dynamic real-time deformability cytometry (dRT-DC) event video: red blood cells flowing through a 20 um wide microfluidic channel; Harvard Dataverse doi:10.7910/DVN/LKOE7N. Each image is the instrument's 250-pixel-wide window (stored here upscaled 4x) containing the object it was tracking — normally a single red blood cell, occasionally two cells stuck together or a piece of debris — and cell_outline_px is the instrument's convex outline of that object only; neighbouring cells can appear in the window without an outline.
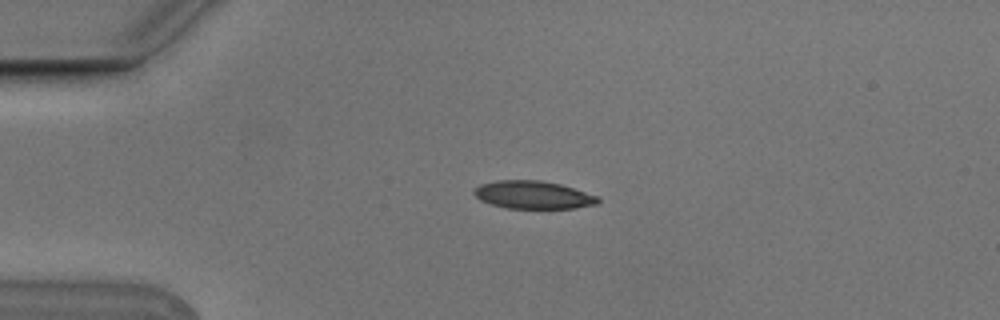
{"species": "Egyptian fruit bat (a non-hibernating species)", "species_latin": "Rousettus aegyptiacus", "temperature_condition": "cold", "stored_images_in_passage": 3, "camera_frame_rate_fps": 3000, "um_per_image_px": 0.085, "animal": {"sex": "male"}, "frame": {"image": 1, "passage_image": 1, "time_ms": 0.0, "image_size_px": [1000, 320], "cell_outline_px": [[600, 200], [596, 204], [576, 208], [508, 208], [492, 204], [480, 200], [472, 192], [480, 184], [496, 180], [540, 180], [560, 184], [596, 196]], "centroid_in_image_um": [45.28, 16.56], "position_along_channel_um": 39.7, "area_um2": 19.88}}